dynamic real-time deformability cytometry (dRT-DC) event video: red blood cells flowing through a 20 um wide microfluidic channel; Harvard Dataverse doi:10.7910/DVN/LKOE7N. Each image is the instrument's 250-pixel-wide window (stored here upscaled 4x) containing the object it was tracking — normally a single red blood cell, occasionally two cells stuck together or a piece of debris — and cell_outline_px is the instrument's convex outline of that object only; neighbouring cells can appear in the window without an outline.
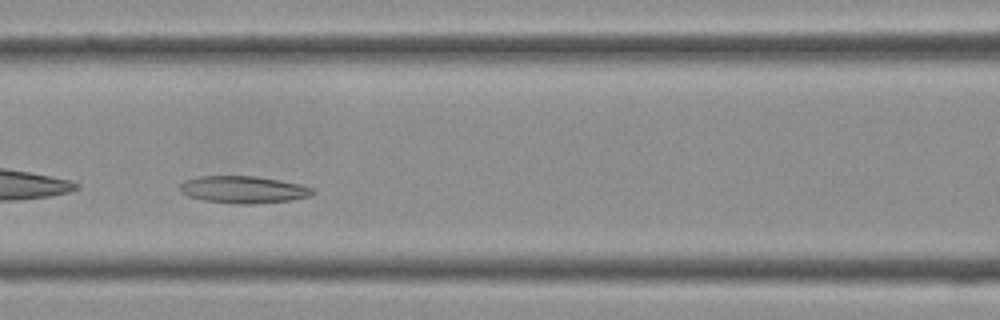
{"species": "Egyptian fruit bat (a non-hibernating species)", "species_latin": "Rousettus aegyptiacus", "temperature_condition": "cold", "stored_images_in_passage": 35, "camera_frame_rate_fps": 3000, "um_per_image_px": 0.085, "frame": {"image": 1, "passage_image": 12, "time_ms": 3.667, "image_size_px": [1000, 320], "cell_outline_px": [[316, 192], [308, 196], [292, 200], [252, 204], [244, 204], [204, 200], [188, 196], [180, 192], [180, 184], [184, 180], [200, 176], [256, 176], [280, 180], [300, 184], [316, 188]], "centroid_in_image_um": [20.71, 16.11], "position_along_channel_um": 145.9, "area_um2": 21.04}}
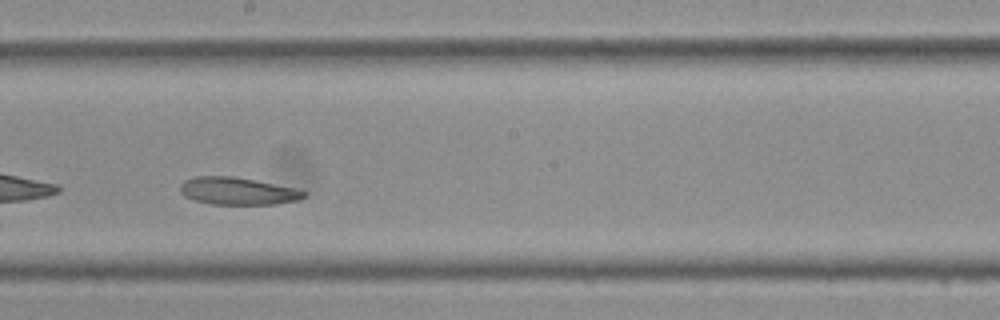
{"frame": {"image": 2, "passage_image": 17, "time_ms": 5.333, "image_size_px": [1000, 320], "cell_outline_px": [[308, 192], [304, 196], [296, 200], [276, 204], [212, 204], [196, 200], [184, 196], [180, 192], [180, 184], [184, 180], [196, 176], [232, 176], [296, 188]], "centroid_in_image_um": [20.18, 16.23], "position_along_channel_um": 228.0, "area_um2": 19.59}}
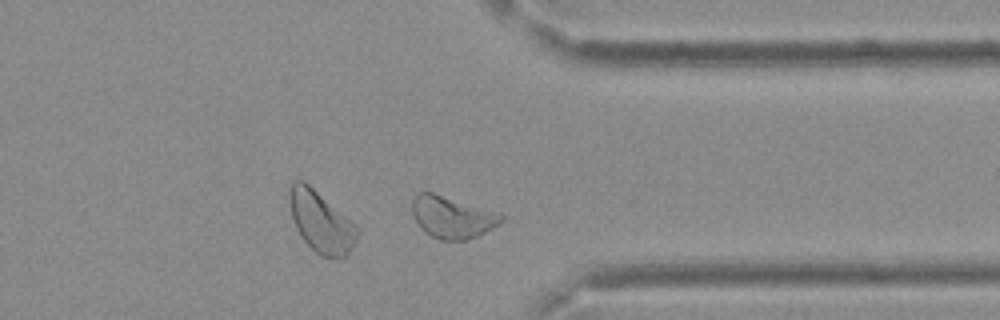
{"frame": {"image": 3, "passage_image": 26, "time_ms": 8.333, "image_size_px": [1000, 320], "cell_outline_px": [[504, 220], [492, 228], [468, 240], [440, 240], [424, 232], [420, 228], [412, 212], [412, 200], [416, 192], [432, 192], [504, 216]], "centroid_in_image_um": [38.36, 18.47], "position_along_channel_um": 373.0, "area_um2": 21.21}}